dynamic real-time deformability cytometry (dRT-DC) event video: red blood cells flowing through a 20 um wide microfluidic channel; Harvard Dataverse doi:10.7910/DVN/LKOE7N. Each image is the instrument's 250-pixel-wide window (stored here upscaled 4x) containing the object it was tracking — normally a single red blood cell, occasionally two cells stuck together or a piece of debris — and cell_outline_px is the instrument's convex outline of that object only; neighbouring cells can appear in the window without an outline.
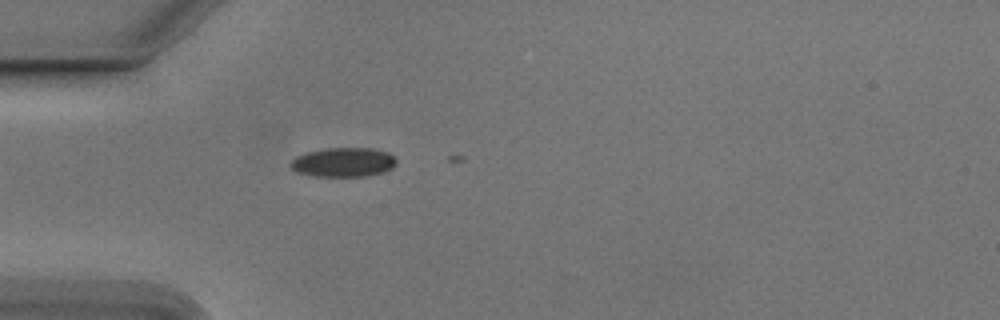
{"species": "Egyptian fruit bat (a non-hibernating species)", "species_latin": "Rousettus aegyptiacus", "temperature_condition": "cold", "stored_images_in_passage": 2, "camera_frame_rate_fps": 3000, "um_per_image_px": 0.085, "animal": {"sex": "male"}, "frame": {"image": 1, "passage_image": 1, "time_ms": 0.0, "image_size_px": [1000, 320], "cell_outline_px": [[396, 164], [392, 168], [384, 172], [368, 176], [312, 176], [296, 172], [288, 164], [296, 156], [304, 152], [324, 148], [372, 148], [388, 152], [396, 160]], "centroid_in_image_um": [29.16, 13.79], "position_along_channel_um": 55.8, "area_um2": 18.26}}